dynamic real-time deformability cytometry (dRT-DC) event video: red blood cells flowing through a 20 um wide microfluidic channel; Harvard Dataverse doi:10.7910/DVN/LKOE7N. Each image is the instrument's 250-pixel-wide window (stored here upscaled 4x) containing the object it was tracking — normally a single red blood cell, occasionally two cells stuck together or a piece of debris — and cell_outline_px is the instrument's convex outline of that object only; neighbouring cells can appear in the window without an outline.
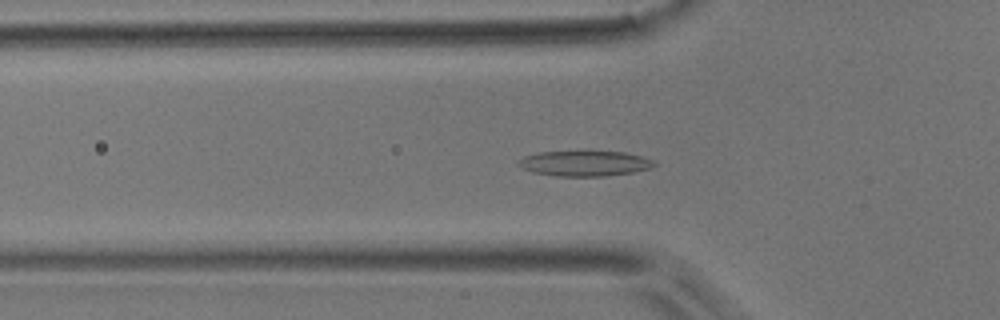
{"species": "common noctule bat (a hibernating species)", "species_latin": "Nyctalus noctula", "temperature_condition": "room temperature", "stored_images_in_passage": 51, "camera_frame_rate_fps": 3000, "um_per_image_px": 0.085, "animal": {"sex": "male", "body_mass_g": 17.9}, "frame": {"image": 1, "passage_image": 17, "time_ms": 5.333, "image_size_px": [1000, 320], "cell_outline_px": [[656, 164], [652, 168], [632, 172], [608, 176], [556, 176], [532, 172], [520, 168], [516, 164], [516, 160], [524, 156], [540, 152], [624, 152], [644, 156], [656, 160]], "centroid_in_image_um": [49.69, 13.9], "position_along_channel_um": 76.1, "area_um2": 20.23}}
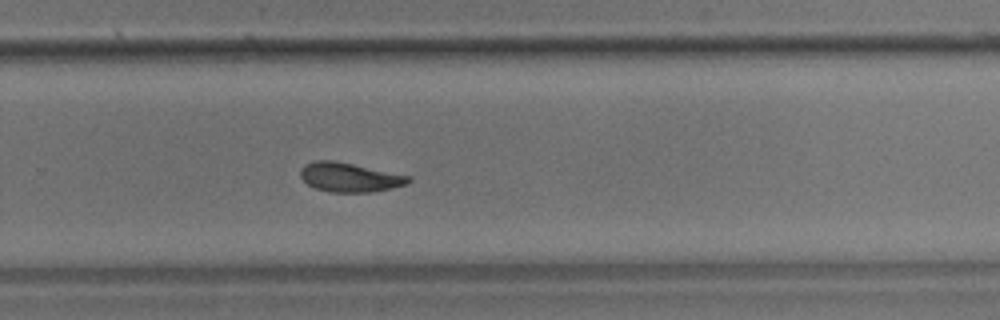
{"frame": {"image": 2, "passage_image": 34, "time_ms": 11.0, "image_size_px": [1000, 320], "cell_outline_px": [[412, 180], [408, 184], [392, 188], [372, 192], [328, 192], [316, 188], [308, 184], [300, 176], [300, 168], [304, 164], [316, 160], [332, 160], [352, 164], [408, 176]], "centroid_in_image_um": [29.68, 15.07], "position_along_channel_um": 300.1, "area_um2": 18.21}}
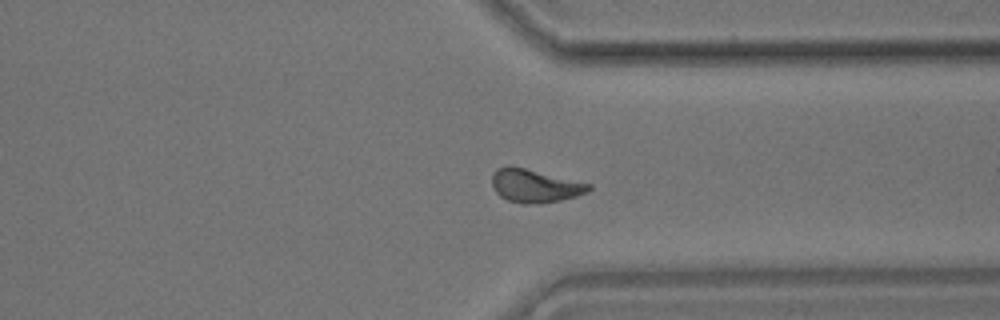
{"frame": {"image": 3, "passage_image": 39, "time_ms": 12.667, "image_size_px": [1000, 320], "cell_outline_px": [[592, 188], [588, 192], [576, 196], [560, 200], [532, 204], [524, 204], [508, 200], [500, 196], [496, 192], [492, 184], [492, 176], [496, 168], [508, 164], [592, 184]], "centroid_in_image_um": [45.45, 15.78], "position_along_channel_um": 366.0, "area_um2": 18.73}, "authors_computed_cell_mechanics": {"area_um2": 18.6694, "velocity_mm_per_s": 3.9451, "shape_relaxation_time_tau1_ms": 5.7953, "shape_relaxation_time_tau2_ms": 4.9375, "deformation_change_tau1": 0.1631, "deformation_change_tau2": 0.1009}}